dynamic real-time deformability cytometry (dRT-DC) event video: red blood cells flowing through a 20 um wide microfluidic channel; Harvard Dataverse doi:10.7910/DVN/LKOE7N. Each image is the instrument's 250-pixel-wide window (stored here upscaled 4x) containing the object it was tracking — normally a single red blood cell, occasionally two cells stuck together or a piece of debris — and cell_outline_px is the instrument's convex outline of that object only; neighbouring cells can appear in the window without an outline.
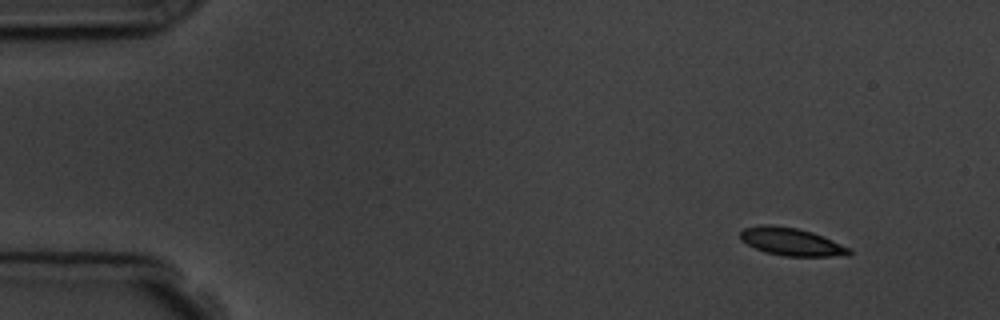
{"species": "common noctule bat (a hibernating species)", "species_latin": "Nyctalus noctula", "temperature_condition": "room temperature", "stored_images_in_passage": 5, "camera_frame_rate_fps": 3000, "um_per_image_px": 0.085, "animal": {"sex": "male", "body_mass_g": 19.5, "forearm_length_mm": 54.6}, "frame": {"image": 1, "passage_image": 1, "time_ms": 0.0, "image_size_px": [1000, 320], "cell_outline_px": [[852, 252], [848, 256], [784, 256], [764, 252], [740, 240], [740, 232], [744, 228], [764, 224], [772, 224], [796, 228], [812, 232], [852, 248]], "centroid_in_image_um": [67.28, 20.55], "position_along_channel_um": 17.7, "area_um2": 17.69}}
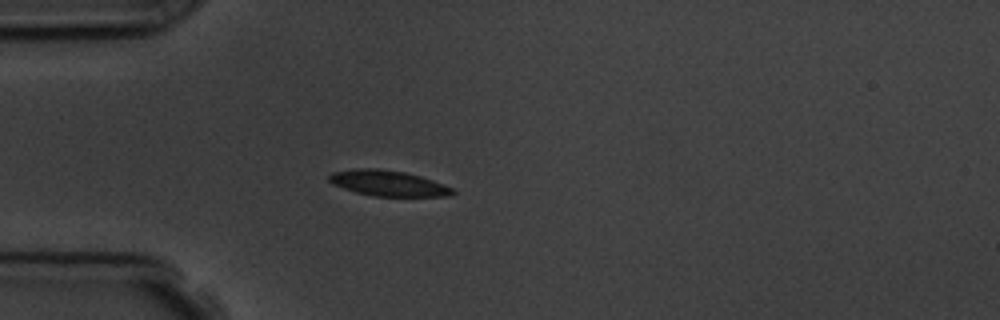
{"frame": {"image": 2, "passage_image": 4, "time_ms": 3.333, "image_size_px": [1000, 320], "cell_outline_px": [[456, 192], [448, 196], [372, 196], [356, 192], [332, 184], [328, 180], [328, 176], [332, 172], [356, 168], [376, 168], [404, 172], [420, 176], [444, 184], [452, 188]], "centroid_in_image_um": [32.97, 15.57], "position_along_channel_um": 52.0, "area_um2": 18.38}}